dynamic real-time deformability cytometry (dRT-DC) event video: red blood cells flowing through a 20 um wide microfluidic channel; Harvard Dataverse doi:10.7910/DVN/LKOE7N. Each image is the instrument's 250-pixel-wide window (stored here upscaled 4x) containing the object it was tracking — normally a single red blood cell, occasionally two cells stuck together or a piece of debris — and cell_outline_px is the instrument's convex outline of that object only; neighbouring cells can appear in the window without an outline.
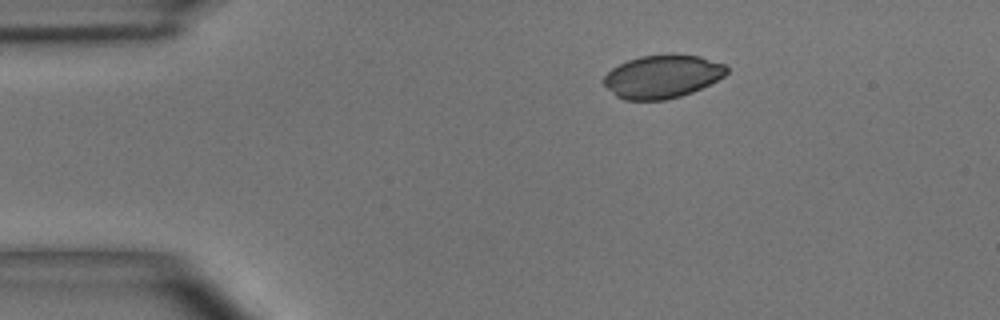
{"species": "common noctule bat (a hibernating species)", "species_latin": "Nyctalus noctula", "temperature_condition": "room temperature", "stored_images_in_passage": 2, "camera_frame_rate_fps": 3000, "um_per_image_px": 0.085, "animal": {"sex": "male", "body_mass_g": 15.6}, "frame": {"image": 1, "passage_image": 2, "time_ms": 1.333, "image_size_px": [1000, 320], "cell_outline_px": [[728, 72], [724, 76], [692, 92], [680, 96], [664, 100], [624, 100], [616, 96], [604, 84], [604, 76], [612, 68], [628, 60], [640, 56], [700, 56], [724, 64], [728, 68]], "centroid_in_image_um": [56.28, 6.53], "position_along_channel_um": 28.7, "area_um2": 30.23}}